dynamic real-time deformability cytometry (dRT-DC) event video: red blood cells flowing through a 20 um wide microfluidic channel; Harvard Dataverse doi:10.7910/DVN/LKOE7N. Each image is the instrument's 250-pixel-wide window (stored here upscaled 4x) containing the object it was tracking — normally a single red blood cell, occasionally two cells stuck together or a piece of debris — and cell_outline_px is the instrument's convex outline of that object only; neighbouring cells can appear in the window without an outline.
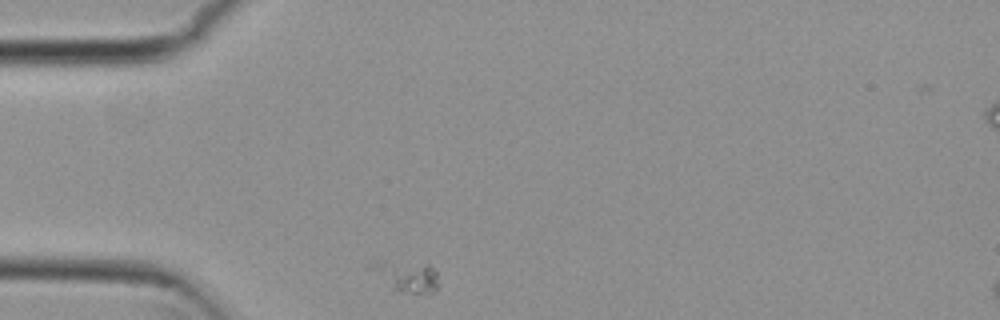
{"species": "common noctule bat (a hibernating species)", "species_latin": "Nyctalus noctula", "temperature_condition": "cold", "stored_images_in_passage": 44, "camera_frame_rate_fps": 3000, "um_per_image_px": 0.085, "animal": {"sex": "female", "body_mass_g": 29.2, "forearm_length_mm": 56.3}, "frame": {"image": 1, "passage_image": 1, "time_ms": 0.0, "image_size_px": [1000, 320], "cell_outline_px": [[436, 288], [432, 292], [400, 292], [392, 288], [368, 268], [376, 260], [380, 260], [432, 268], [436, 272]], "centroid_in_image_um": [34.46, 23.5], "position_along_channel_um": 50.5, "area_um2": 11.1}}
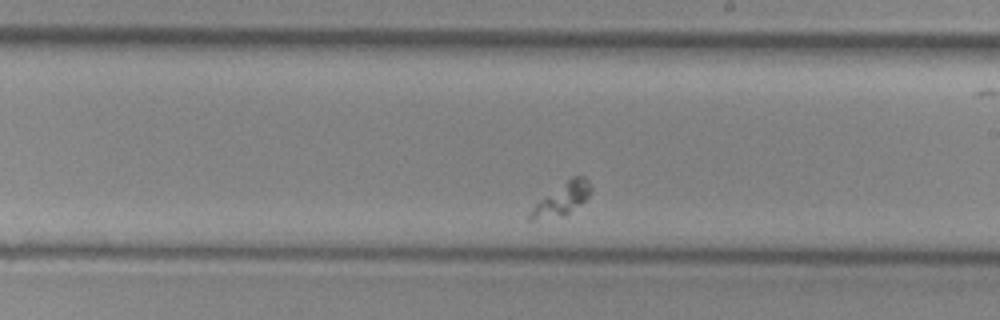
{"frame": {"image": 2, "passage_image": 19, "time_ms": 6.0, "image_size_px": [1000, 320], "cell_outline_px": [[592, 188], [588, 196], [580, 204], [564, 216], [532, 220], [528, 220], [528, 212], [540, 200], [572, 176], [584, 176], [588, 180]], "centroid_in_image_um": [47.76, 16.93], "position_along_channel_um": 241.2, "area_um2": 11.1}}
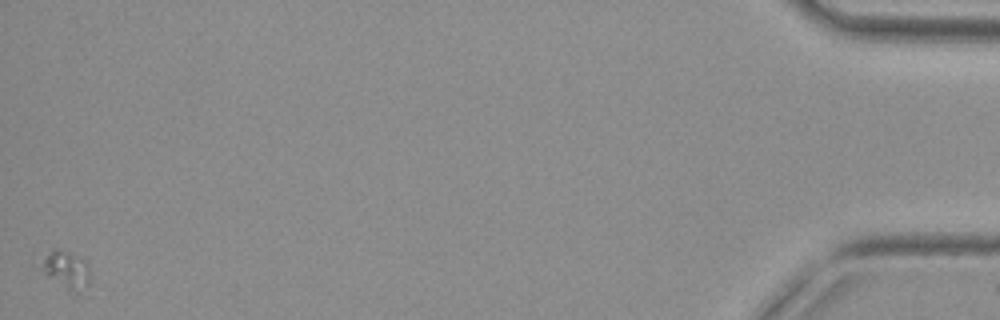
{"frame": {"image": 3, "passage_image": 44, "time_ms": 14.333, "image_size_px": [1000, 320], "cell_outline_px": [[88, 296], [76, 292], [68, 288], [48, 276], [40, 268], [44, 260], [52, 248], [56, 248], [84, 260], [88, 264]], "centroid_in_image_um": [5.7, 22.99], "position_along_channel_um": 429.5, "area_um2": 10.29}}